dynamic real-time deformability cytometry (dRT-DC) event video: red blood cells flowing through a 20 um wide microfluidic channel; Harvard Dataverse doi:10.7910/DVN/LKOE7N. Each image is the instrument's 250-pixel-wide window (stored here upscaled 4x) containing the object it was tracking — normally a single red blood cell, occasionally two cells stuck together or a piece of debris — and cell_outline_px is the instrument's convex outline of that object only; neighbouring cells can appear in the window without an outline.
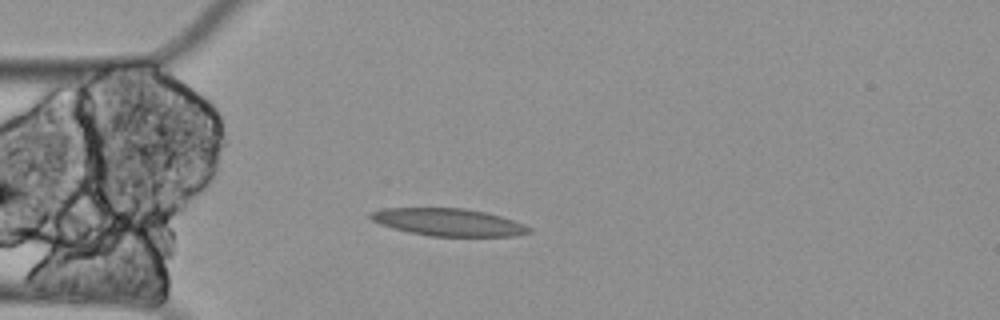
{"species": "Egyptian fruit bat (a non-hibernating species)", "species_latin": "Rousettus aegyptiacus", "temperature_condition": "cold", "stored_images_in_passage": 47, "camera_frame_rate_fps": 3000, "um_per_image_px": 0.085, "animal": {"sex": "female"}, "frame": {"image": 1, "passage_image": 3, "time_ms": 0.667, "image_size_px": [1000, 320], "cell_outline_px": [[532, 232], [512, 236], [432, 236], [408, 232], [392, 228], [380, 224], [372, 220], [368, 216], [372, 212], [384, 208], [464, 208], [488, 212], [524, 224], [532, 228]], "centroid_in_image_um": [38.13, 18.88], "position_along_channel_um": 46.9, "area_um2": 25.32}}
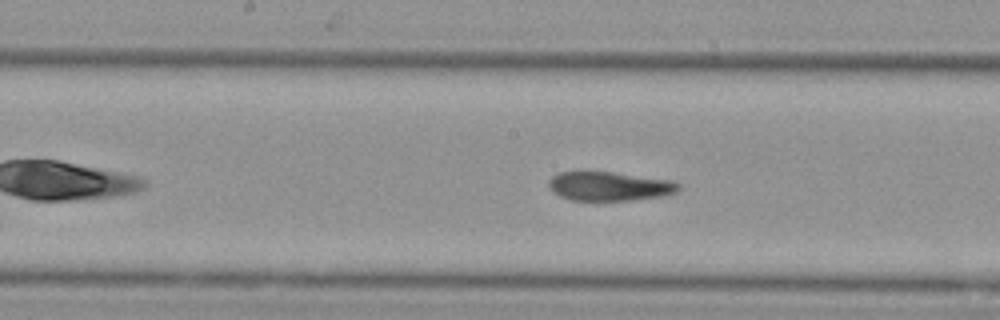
{"frame": {"image": 2, "passage_image": 17, "time_ms": 5.333, "image_size_px": [1000, 320], "cell_outline_px": [[680, 188], [676, 192], [664, 196], [628, 200], [572, 200], [560, 196], [548, 184], [548, 180], [556, 172], [612, 172], [672, 180], [680, 184]], "centroid_in_image_um": [51.83, 15.82], "position_along_channel_um": 196.4, "area_um2": 21.79}}
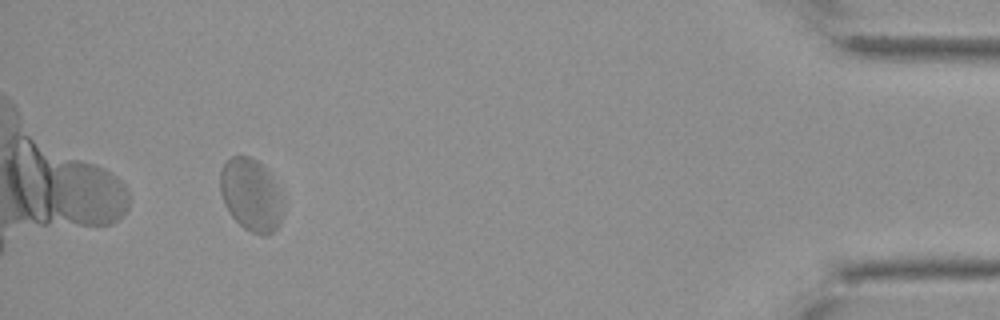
{"frame": {"image": 3, "passage_image": 43, "time_ms": 14.0, "image_size_px": [1000, 320], "cell_outline_px": [[284, 212], [280, 224], [268, 236], [260, 236], [244, 228], [228, 212], [224, 204], [220, 192], [220, 172], [224, 160], [232, 156], [248, 156], [256, 160], [268, 172], [276, 184], [284, 208]], "centroid_in_image_um": [21.32, 16.58], "position_along_channel_um": 413.9, "area_um2": 26.76}}